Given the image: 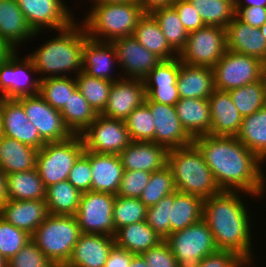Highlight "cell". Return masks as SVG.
<instances>
[{
  "label": "cell",
  "mask_w": 266,
  "mask_h": 267,
  "mask_svg": "<svg viewBox=\"0 0 266 267\" xmlns=\"http://www.w3.org/2000/svg\"><path fill=\"white\" fill-rule=\"evenodd\" d=\"M80 136L84 149L96 153L118 155L131 143L124 120L107 118L101 114Z\"/></svg>",
  "instance_id": "4fadbf2b"
},
{
  "label": "cell",
  "mask_w": 266,
  "mask_h": 267,
  "mask_svg": "<svg viewBox=\"0 0 266 267\" xmlns=\"http://www.w3.org/2000/svg\"><path fill=\"white\" fill-rule=\"evenodd\" d=\"M90 9L84 21L80 22H83L89 38L103 42L132 36L138 20L144 14L138 2L92 4Z\"/></svg>",
  "instance_id": "5b68a950"
},
{
  "label": "cell",
  "mask_w": 266,
  "mask_h": 267,
  "mask_svg": "<svg viewBox=\"0 0 266 267\" xmlns=\"http://www.w3.org/2000/svg\"><path fill=\"white\" fill-rule=\"evenodd\" d=\"M266 7V0H238L235 7Z\"/></svg>",
  "instance_id": "94428289"
},
{
  "label": "cell",
  "mask_w": 266,
  "mask_h": 267,
  "mask_svg": "<svg viewBox=\"0 0 266 267\" xmlns=\"http://www.w3.org/2000/svg\"><path fill=\"white\" fill-rule=\"evenodd\" d=\"M124 121L131 141L155 143V123L145 102L135 108Z\"/></svg>",
  "instance_id": "ee69618b"
},
{
  "label": "cell",
  "mask_w": 266,
  "mask_h": 267,
  "mask_svg": "<svg viewBox=\"0 0 266 267\" xmlns=\"http://www.w3.org/2000/svg\"><path fill=\"white\" fill-rule=\"evenodd\" d=\"M74 76L77 89L88 101L93 110L97 114H101L107 105L110 88L113 82L91 77L83 71Z\"/></svg>",
  "instance_id": "ab89813d"
},
{
  "label": "cell",
  "mask_w": 266,
  "mask_h": 267,
  "mask_svg": "<svg viewBox=\"0 0 266 267\" xmlns=\"http://www.w3.org/2000/svg\"><path fill=\"white\" fill-rule=\"evenodd\" d=\"M225 33L227 50L265 61L266 39L259 28L252 27L235 16L225 27Z\"/></svg>",
  "instance_id": "603a6c76"
},
{
  "label": "cell",
  "mask_w": 266,
  "mask_h": 267,
  "mask_svg": "<svg viewBox=\"0 0 266 267\" xmlns=\"http://www.w3.org/2000/svg\"><path fill=\"white\" fill-rule=\"evenodd\" d=\"M8 201L7 196V176L6 174L0 169V207Z\"/></svg>",
  "instance_id": "91938a15"
},
{
  "label": "cell",
  "mask_w": 266,
  "mask_h": 267,
  "mask_svg": "<svg viewBox=\"0 0 266 267\" xmlns=\"http://www.w3.org/2000/svg\"><path fill=\"white\" fill-rule=\"evenodd\" d=\"M236 16L246 24L260 28L266 22V7H235Z\"/></svg>",
  "instance_id": "9f6ffc18"
},
{
  "label": "cell",
  "mask_w": 266,
  "mask_h": 267,
  "mask_svg": "<svg viewBox=\"0 0 266 267\" xmlns=\"http://www.w3.org/2000/svg\"><path fill=\"white\" fill-rule=\"evenodd\" d=\"M31 239V235L0 217V254L9 260Z\"/></svg>",
  "instance_id": "7dc6e473"
},
{
  "label": "cell",
  "mask_w": 266,
  "mask_h": 267,
  "mask_svg": "<svg viewBox=\"0 0 266 267\" xmlns=\"http://www.w3.org/2000/svg\"><path fill=\"white\" fill-rule=\"evenodd\" d=\"M81 195L68 180L46 187L45 201L49 214L75 216Z\"/></svg>",
  "instance_id": "8d00e7d4"
},
{
  "label": "cell",
  "mask_w": 266,
  "mask_h": 267,
  "mask_svg": "<svg viewBox=\"0 0 266 267\" xmlns=\"http://www.w3.org/2000/svg\"><path fill=\"white\" fill-rule=\"evenodd\" d=\"M249 267L250 265L237 253L229 250H217L205 256L198 267Z\"/></svg>",
  "instance_id": "db71d44e"
},
{
  "label": "cell",
  "mask_w": 266,
  "mask_h": 267,
  "mask_svg": "<svg viewBox=\"0 0 266 267\" xmlns=\"http://www.w3.org/2000/svg\"><path fill=\"white\" fill-rule=\"evenodd\" d=\"M66 127L73 135H80L97 117V113L76 88L60 111Z\"/></svg>",
  "instance_id": "74e56055"
},
{
  "label": "cell",
  "mask_w": 266,
  "mask_h": 267,
  "mask_svg": "<svg viewBox=\"0 0 266 267\" xmlns=\"http://www.w3.org/2000/svg\"><path fill=\"white\" fill-rule=\"evenodd\" d=\"M22 104L28 120L37 128L46 142L69 139L73 134L66 127L59 110L51 107L39 94L17 98Z\"/></svg>",
  "instance_id": "5bb4252c"
},
{
  "label": "cell",
  "mask_w": 266,
  "mask_h": 267,
  "mask_svg": "<svg viewBox=\"0 0 266 267\" xmlns=\"http://www.w3.org/2000/svg\"><path fill=\"white\" fill-rule=\"evenodd\" d=\"M176 190L174 178L168 166L151 173L149 183L146 185L139 199L148 208L156 205L165 196Z\"/></svg>",
  "instance_id": "f6af8a7d"
},
{
  "label": "cell",
  "mask_w": 266,
  "mask_h": 267,
  "mask_svg": "<svg viewBox=\"0 0 266 267\" xmlns=\"http://www.w3.org/2000/svg\"><path fill=\"white\" fill-rule=\"evenodd\" d=\"M6 176L8 200H45L46 188L36 168Z\"/></svg>",
  "instance_id": "d590c367"
},
{
  "label": "cell",
  "mask_w": 266,
  "mask_h": 267,
  "mask_svg": "<svg viewBox=\"0 0 266 267\" xmlns=\"http://www.w3.org/2000/svg\"><path fill=\"white\" fill-rule=\"evenodd\" d=\"M167 166L172 172L178 192L194 194L203 199L221 192L212 170L194 144L170 149L167 155Z\"/></svg>",
  "instance_id": "277c9868"
},
{
  "label": "cell",
  "mask_w": 266,
  "mask_h": 267,
  "mask_svg": "<svg viewBox=\"0 0 266 267\" xmlns=\"http://www.w3.org/2000/svg\"><path fill=\"white\" fill-rule=\"evenodd\" d=\"M240 193L221 191L204 199L203 220L213 233L218 250L233 251L254 267L251 216Z\"/></svg>",
  "instance_id": "7a4b0ae2"
},
{
  "label": "cell",
  "mask_w": 266,
  "mask_h": 267,
  "mask_svg": "<svg viewBox=\"0 0 266 267\" xmlns=\"http://www.w3.org/2000/svg\"><path fill=\"white\" fill-rule=\"evenodd\" d=\"M188 33L205 26L199 13L187 0H176L172 5Z\"/></svg>",
  "instance_id": "11a10c76"
},
{
  "label": "cell",
  "mask_w": 266,
  "mask_h": 267,
  "mask_svg": "<svg viewBox=\"0 0 266 267\" xmlns=\"http://www.w3.org/2000/svg\"><path fill=\"white\" fill-rule=\"evenodd\" d=\"M162 240L146 220L121 227L114 236L117 247L133 254H142L157 246Z\"/></svg>",
  "instance_id": "836d02e7"
},
{
  "label": "cell",
  "mask_w": 266,
  "mask_h": 267,
  "mask_svg": "<svg viewBox=\"0 0 266 267\" xmlns=\"http://www.w3.org/2000/svg\"><path fill=\"white\" fill-rule=\"evenodd\" d=\"M147 207L139 198L115 195L113 204V223L116 231L126 225L146 220Z\"/></svg>",
  "instance_id": "bcb514c9"
},
{
  "label": "cell",
  "mask_w": 266,
  "mask_h": 267,
  "mask_svg": "<svg viewBox=\"0 0 266 267\" xmlns=\"http://www.w3.org/2000/svg\"><path fill=\"white\" fill-rule=\"evenodd\" d=\"M175 108L179 121L192 138L211 135V112L208 99L180 98Z\"/></svg>",
  "instance_id": "f546056e"
},
{
  "label": "cell",
  "mask_w": 266,
  "mask_h": 267,
  "mask_svg": "<svg viewBox=\"0 0 266 267\" xmlns=\"http://www.w3.org/2000/svg\"><path fill=\"white\" fill-rule=\"evenodd\" d=\"M145 99L143 80L122 78L112 83L107 105L101 115L125 120L135 108L145 102Z\"/></svg>",
  "instance_id": "ffe728a7"
},
{
  "label": "cell",
  "mask_w": 266,
  "mask_h": 267,
  "mask_svg": "<svg viewBox=\"0 0 266 267\" xmlns=\"http://www.w3.org/2000/svg\"><path fill=\"white\" fill-rule=\"evenodd\" d=\"M207 26L225 28L236 16L235 6L225 0H187Z\"/></svg>",
  "instance_id": "60d3db41"
},
{
  "label": "cell",
  "mask_w": 266,
  "mask_h": 267,
  "mask_svg": "<svg viewBox=\"0 0 266 267\" xmlns=\"http://www.w3.org/2000/svg\"><path fill=\"white\" fill-rule=\"evenodd\" d=\"M91 163V191L117 195L124 172L117 154L96 153L84 150Z\"/></svg>",
  "instance_id": "cb8c5ba5"
},
{
  "label": "cell",
  "mask_w": 266,
  "mask_h": 267,
  "mask_svg": "<svg viewBox=\"0 0 266 267\" xmlns=\"http://www.w3.org/2000/svg\"><path fill=\"white\" fill-rule=\"evenodd\" d=\"M151 173L147 171H124L117 195L139 198L149 183Z\"/></svg>",
  "instance_id": "f907efd6"
},
{
  "label": "cell",
  "mask_w": 266,
  "mask_h": 267,
  "mask_svg": "<svg viewBox=\"0 0 266 267\" xmlns=\"http://www.w3.org/2000/svg\"><path fill=\"white\" fill-rule=\"evenodd\" d=\"M37 153L31 146L0 136V169L6 175L36 168Z\"/></svg>",
  "instance_id": "1f68e13d"
},
{
  "label": "cell",
  "mask_w": 266,
  "mask_h": 267,
  "mask_svg": "<svg viewBox=\"0 0 266 267\" xmlns=\"http://www.w3.org/2000/svg\"><path fill=\"white\" fill-rule=\"evenodd\" d=\"M67 180L81 193L91 191V163L84 154H82L75 162L68 174Z\"/></svg>",
  "instance_id": "816d5d0a"
},
{
  "label": "cell",
  "mask_w": 266,
  "mask_h": 267,
  "mask_svg": "<svg viewBox=\"0 0 266 267\" xmlns=\"http://www.w3.org/2000/svg\"><path fill=\"white\" fill-rule=\"evenodd\" d=\"M141 10L145 14H152L154 11L172 6L176 0H137Z\"/></svg>",
  "instance_id": "680465c9"
},
{
  "label": "cell",
  "mask_w": 266,
  "mask_h": 267,
  "mask_svg": "<svg viewBox=\"0 0 266 267\" xmlns=\"http://www.w3.org/2000/svg\"><path fill=\"white\" fill-rule=\"evenodd\" d=\"M17 54L15 50L0 65V98L17 99L39 94L40 79L31 77L37 74L32 60L28 56L20 59Z\"/></svg>",
  "instance_id": "8fae6325"
},
{
  "label": "cell",
  "mask_w": 266,
  "mask_h": 267,
  "mask_svg": "<svg viewBox=\"0 0 266 267\" xmlns=\"http://www.w3.org/2000/svg\"><path fill=\"white\" fill-rule=\"evenodd\" d=\"M17 3L35 33L45 28L58 32L76 21L63 0H17Z\"/></svg>",
  "instance_id": "9a60e30c"
},
{
  "label": "cell",
  "mask_w": 266,
  "mask_h": 267,
  "mask_svg": "<svg viewBox=\"0 0 266 267\" xmlns=\"http://www.w3.org/2000/svg\"><path fill=\"white\" fill-rule=\"evenodd\" d=\"M165 241L170 245L178 267H198L205 256L218 250L213 233L203 219L170 233Z\"/></svg>",
  "instance_id": "ba28073f"
},
{
  "label": "cell",
  "mask_w": 266,
  "mask_h": 267,
  "mask_svg": "<svg viewBox=\"0 0 266 267\" xmlns=\"http://www.w3.org/2000/svg\"><path fill=\"white\" fill-rule=\"evenodd\" d=\"M39 34L27 23L17 0H0V38L13 50Z\"/></svg>",
  "instance_id": "83f0119b"
},
{
  "label": "cell",
  "mask_w": 266,
  "mask_h": 267,
  "mask_svg": "<svg viewBox=\"0 0 266 267\" xmlns=\"http://www.w3.org/2000/svg\"><path fill=\"white\" fill-rule=\"evenodd\" d=\"M0 120L1 135L37 150L46 144L37 128L28 120L22 104L17 99L0 98Z\"/></svg>",
  "instance_id": "e0dca14e"
},
{
  "label": "cell",
  "mask_w": 266,
  "mask_h": 267,
  "mask_svg": "<svg viewBox=\"0 0 266 267\" xmlns=\"http://www.w3.org/2000/svg\"><path fill=\"white\" fill-rule=\"evenodd\" d=\"M76 88L77 84L74 76L46 78L40 80L39 95L51 107L61 111L67 106L70 94Z\"/></svg>",
  "instance_id": "7bdbcfd3"
},
{
  "label": "cell",
  "mask_w": 266,
  "mask_h": 267,
  "mask_svg": "<svg viewBox=\"0 0 266 267\" xmlns=\"http://www.w3.org/2000/svg\"><path fill=\"white\" fill-rule=\"evenodd\" d=\"M204 199L178 191L170 194V233L183 230L203 219Z\"/></svg>",
  "instance_id": "4dcf8cb0"
},
{
  "label": "cell",
  "mask_w": 266,
  "mask_h": 267,
  "mask_svg": "<svg viewBox=\"0 0 266 267\" xmlns=\"http://www.w3.org/2000/svg\"><path fill=\"white\" fill-rule=\"evenodd\" d=\"M177 87L180 98L208 99L215 90L213 68L181 62Z\"/></svg>",
  "instance_id": "f1b7e54d"
},
{
  "label": "cell",
  "mask_w": 266,
  "mask_h": 267,
  "mask_svg": "<svg viewBox=\"0 0 266 267\" xmlns=\"http://www.w3.org/2000/svg\"><path fill=\"white\" fill-rule=\"evenodd\" d=\"M168 149L154 142L131 141L120 152L124 171H147L154 172L167 166Z\"/></svg>",
  "instance_id": "44dd1931"
},
{
  "label": "cell",
  "mask_w": 266,
  "mask_h": 267,
  "mask_svg": "<svg viewBox=\"0 0 266 267\" xmlns=\"http://www.w3.org/2000/svg\"><path fill=\"white\" fill-rule=\"evenodd\" d=\"M0 136H1V120H0Z\"/></svg>",
  "instance_id": "2644e50d"
},
{
  "label": "cell",
  "mask_w": 266,
  "mask_h": 267,
  "mask_svg": "<svg viewBox=\"0 0 266 267\" xmlns=\"http://www.w3.org/2000/svg\"><path fill=\"white\" fill-rule=\"evenodd\" d=\"M152 15L157 20L169 45L179 54L187 42L189 33L180 21L175 8L173 6L161 8L154 11Z\"/></svg>",
  "instance_id": "b9f144b4"
},
{
  "label": "cell",
  "mask_w": 266,
  "mask_h": 267,
  "mask_svg": "<svg viewBox=\"0 0 266 267\" xmlns=\"http://www.w3.org/2000/svg\"><path fill=\"white\" fill-rule=\"evenodd\" d=\"M7 262L8 260L0 254V267H5L7 265Z\"/></svg>",
  "instance_id": "03108f58"
},
{
  "label": "cell",
  "mask_w": 266,
  "mask_h": 267,
  "mask_svg": "<svg viewBox=\"0 0 266 267\" xmlns=\"http://www.w3.org/2000/svg\"><path fill=\"white\" fill-rule=\"evenodd\" d=\"M114 245L113 236L81 233L64 267H105L108 254Z\"/></svg>",
  "instance_id": "7402d4cb"
},
{
  "label": "cell",
  "mask_w": 266,
  "mask_h": 267,
  "mask_svg": "<svg viewBox=\"0 0 266 267\" xmlns=\"http://www.w3.org/2000/svg\"><path fill=\"white\" fill-rule=\"evenodd\" d=\"M134 255L114 245L108 254L105 267H129Z\"/></svg>",
  "instance_id": "6f0895ef"
},
{
  "label": "cell",
  "mask_w": 266,
  "mask_h": 267,
  "mask_svg": "<svg viewBox=\"0 0 266 267\" xmlns=\"http://www.w3.org/2000/svg\"><path fill=\"white\" fill-rule=\"evenodd\" d=\"M14 51L15 50L0 38V65Z\"/></svg>",
  "instance_id": "6125c7cd"
},
{
  "label": "cell",
  "mask_w": 266,
  "mask_h": 267,
  "mask_svg": "<svg viewBox=\"0 0 266 267\" xmlns=\"http://www.w3.org/2000/svg\"><path fill=\"white\" fill-rule=\"evenodd\" d=\"M48 216L45 200H8L0 207V217L30 235Z\"/></svg>",
  "instance_id": "d4e9b609"
},
{
  "label": "cell",
  "mask_w": 266,
  "mask_h": 267,
  "mask_svg": "<svg viewBox=\"0 0 266 267\" xmlns=\"http://www.w3.org/2000/svg\"><path fill=\"white\" fill-rule=\"evenodd\" d=\"M263 77L265 78V81H266V59L263 62Z\"/></svg>",
  "instance_id": "a7ac6f4b"
},
{
  "label": "cell",
  "mask_w": 266,
  "mask_h": 267,
  "mask_svg": "<svg viewBox=\"0 0 266 267\" xmlns=\"http://www.w3.org/2000/svg\"><path fill=\"white\" fill-rule=\"evenodd\" d=\"M261 31V34L265 37L266 39V22L259 28Z\"/></svg>",
  "instance_id": "003e7915"
},
{
  "label": "cell",
  "mask_w": 266,
  "mask_h": 267,
  "mask_svg": "<svg viewBox=\"0 0 266 267\" xmlns=\"http://www.w3.org/2000/svg\"><path fill=\"white\" fill-rule=\"evenodd\" d=\"M226 51L225 28L205 25L189 33L178 58L189 65L213 68Z\"/></svg>",
  "instance_id": "9c48e42d"
},
{
  "label": "cell",
  "mask_w": 266,
  "mask_h": 267,
  "mask_svg": "<svg viewBox=\"0 0 266 267\" xmlns=\"http://www.w3.org/2000/svg\"><path fill=\"white\" fill-rule=\"evenodd\" d=\"M225 1L232 3L234 6H236V4L238 2V0H225Z\"/></svg>",
  "instance_id": "89a4df30"
},
{
  "label": "cell",
  "mask_w": 266,
  "mask_h": 267,
  "mask_svg": "<svg viewBox=\"0 0 266 267\" xmlns=\"http://www.w3.org/2000/svg\"><path fill=\"white\" fill-rule=\"evenodd\" d=\"M129 267H148V265L141 254H135Z\"/></svg>",
  "instance_id": "be15d7a7"
},
{
  "label": "cell",
  "mask_w": 266,
  "mask_h": 267,
  "mask_svg": "<svg viewBox=\"0 0 266 267\" xmlns=\"http://www.w3.org/2000/svg\"><path fill=\"white\" fill-rule=\"evenodd\" d=\"M117 63L118 59L111 42L96 41L89 37L85 40L82 58V71L85 74L111 82L118 81L122 77L112 76L115 75L112 74V70Z\"/></svg>",
  "instance_id": "484cf974"
},
{
  "label": "cell",
  "mask_w": 266,
  "mask_h": 267,
  "mask_svg": "<svg viewBox=\"0 0 266 267\" xmlns=\"http://www.w3.org/2000/svg\"><path fill=\"white\" fill-rule=\"evenodd\" d=\"M155 123V143L168 150L193 144V138L183 128L175 106L145 99Z\"/></svg>",
  "instance_id": "d6986e66"
},
{
  "label": "cell",
  "mask_w": 266,
  "mask_h": 267,
  "mask_svg": "<svg viewBox=\"0 0 266 267\" xmlns=\"http://www.w3.org/2000/svg\"><path fill=\"white\" fill-rule=\"evenodd\" d=\"M141 255L148 267H178V262L172 254L170 245L165 240Z\"/></svg>",
  "instance_id": "f5cc1de1"
},
{
  "label": "cell",
  "mask_w": 266,
  "mask_h": 267,
  "mask_svg": "<svg viewBox=\"0 0 266 267\" xmlns=\"http://www.w3.org/2000/svg\"><path fill=\"white\" fill-rule=\"evenodd\" d=\"M80 234L76 216L49 214L31 235V240L56 267H64Z\"/></svg>",
  "instance_id": "8992f818"
},
{
  "label": "cell",
  "mask_w": 266,
  "mask_h": 267,
  "mask_svg": "<svg viewBox=\"0 0 266 267\" xmlns=\"http://www.w3.org/2000/svg\"><path fill=\"white\" fill-rule=\"evenodd\" d=\"M111 43L118 59L116 67L121 66L122 73H125L122 78L143 80L162 60L142 46L133 35L115 39Z\"/></svg>",
  "instance_id": "2e32d148"
},
{
  "label": "cell",
  "mask_w": 266,
  "mask_h": 267,
  "mask_svg": "<svg viewBox=\"0 0 266 267\" xmlns=\"http://www.w3.org/2000/svg\"><path fill=\"white\" fill-rule=\"evenodd\" d=\"M134 38L150 52L162 60L178 57V53L169 45L161 28L152 14H143L137 22Z\"/></svg>",
  "instance_id": "d6a6232c"
},
{
  "label": "cell",
  "mask_w": 266,
  "mask_h": 267,
  "mask_svg": "<svg viewBox=\"0 0 266 267\" xmlns=\"http://www.w3.org/2000/svg\"><path fill=\"white\" fill-rule=\"evenodd\" d=\"M228 92L242 117L249 116L266 106V81L264 77Z\"/></svg>",
  "instance_id": "f35d334b"
},
{
  "label": "cell",
  "mask_w": 266,
  "mask_h": 267,
  "mask_svg": "<svg viewBox=\"0 0 266 267\" xmlns=\"http://www.w3.org/2000/svg\"><path fill=\"white\" fill-rule=\"evenodd\" d=\"M80 135L58 142H48L38 150L36 169L46 187L65 181L78 158L84 153Z\"/></svg>",
  "instance_id": "52a82bcc"
},
{
  "label": "cell",
  "mask_w": 266,
  "mask_h": 267,
  "mask_svg": "<svg viewBox=\"0 0 266 267\" xmlns=\"http://www.w3.org/2000/svg\"><path fill=\"white\" fill-rule=\"evenodd\" d=\"M91 2L93 4H106V3L119 4V3L137 2V0H91Z\"/></svg>",
  "instance_id": "e7e4bbea"
},
{
  "label": "cell",
  "mask_w": 266,
  "mask_h": 267,
  "mask_svg": "<svg viewBox=\"0 0 266 267\" xmlns=\"http://www.w3.org/2000/svg\"><path fill=\"white\" fill-rule=\"evenodd\" d=\"M237 139L263 163L266 162V106L243 117Z\"/></svg>",
  "instance_id": "e575fe53"
},
{
  "label": "cell",
  "mask_w": 266,
  "mask_h": 267,
  "mask_svg": "<svg viewBox=\"0 0 266 267\" xmlns=\"http://www.w3.org/2000/svg\"><path fill=\"white\" fill-rule=\"evenodd\" d=\"M215 89L229 91L260 80L263 62L249 55L227 50L213 67Z\"/></svg>",
  "instance_id": "30bf717a"
},
{
  "label": "cell",
  "mask_w": 266,
  "mask_h": 267,
  "mask_svg": "<svg viewBox=\"0 0 266 267\" xmlns=\"http://www.w3.org/2000/svg\"><path fill=\"white\" fill-rule=\"evenodd\" d=\"M7 264L8 267H56L31 239Z\"/></svg>",
  "instance_id": "681fc988"
},
{
  "label": "cell",
  "mask_w": 266,
  "mask_h": 267,
  "mask_svg": "<svg viewBox=\"0 0 266 267\" xmlns=\"http://www.w3.org/2000/svg\"><path fill=\"white\" fill-rule=\"evenodd\" d=\"M170 194L147 208V224L165 240L170 234Z\"/></svg>",
  "instance_id": "c3c4849f"
},
{
  "label": "cell",
  "mask_w": 266,
  "mask_h": 267,
  "mask_svg": "<svg viewBox=\"0 0 266 267\" xmlns=\"http://www.w3.org/2000/svg\"><path fill=\"white\" fill-rule=\"evenodd\" d=\"M180 65L178 57L161 60L143 79L146 99L175 106L180 99L177 87Z\"/></svg>",
  "instance_id": "ac0fdd59"
},
{
  "label": "cell",
  "mask_w": 266,
  "mask_h": 267,
  "mask_svg": "<svg viewBox=\"0 0 266 267\" xmlns=\"http://www.w3.org/2000/svg\"><path fill=\"white\" fill-rule=\"evenodd\" d=\"M211 112V135L236 136L243 117L233 104L228 91L214 90L208 98Z\"/></svg>",
  "instance_id": "4316f807"
},
{
  "label": "cell",
  "mask_w": 266,
  "mask_h": 267,
  "mask_svg": "<svg viewBox=\"0 0 266 267\" xmlns=\"http://www.w3.org/2000/svg\"><path fill=\"white\" fill-rule=\"evenodd\" d=\"M78 23L79 20L59 30L57 36L47 40L45 44L40 45V48L27 55L32 60L37 74L42 75L39 77L40 80L68 77L82 71L83 47L88 36L83 24Z\"/></svg>",
  "instance_id": "3957f363"
},
{
  "label": "cell",
  "mask_w": 266,
  "mask_h": 267,
  "mask_svg": "<svg viewBox=\"0 0 266 267\" xmlns=\"http://www.w3.org/2000/svg\"><path fill=\"white\" fill-rule=\"evenodd\" d=\"M115 195L88 191L82 193L76 213L81 233L115 236L112 211Z\"/></svg>",
  "instance_id": "7c38bea8"
},
{
  "label": "cell",
  "mask_w": 266,
  "mask_h": 267,
  "mask_svg": "<svg viewBox=\"0 0 266 267\" xmlns=\"http://www.w3.org/2000/svg\"><path fill=\"white\" fill-rule=\"evenodd\" d=\"M193 144L212 170L221 191H241L255 198L266 193L264 163L236 136L208 134L193 138Z\"/></svg>",
  "instance_id": "6da1fadb"
}]
</instances>
